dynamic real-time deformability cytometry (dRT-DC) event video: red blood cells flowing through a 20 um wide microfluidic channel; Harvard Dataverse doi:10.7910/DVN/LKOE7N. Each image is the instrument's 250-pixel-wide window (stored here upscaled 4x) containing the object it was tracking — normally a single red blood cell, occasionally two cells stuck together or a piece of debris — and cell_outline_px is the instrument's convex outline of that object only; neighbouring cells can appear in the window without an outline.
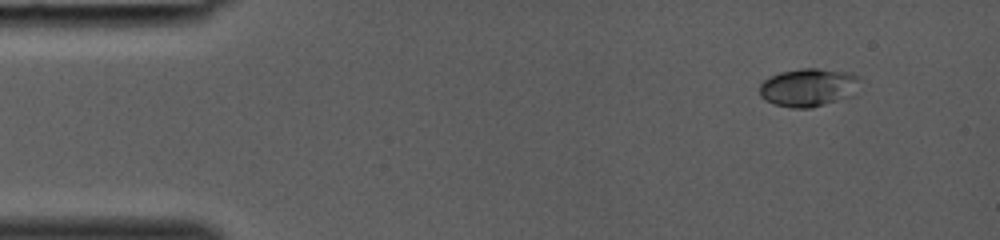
{"species": "common noctule bat (a hibernating species)", "species_latin": "Nyctalus noctula", "temperature_condition": "room temperature", "stored_images_in_passage": 35, "camera_frame_rate_fps": 3000, "um_per_image_px": 0.085, "animal": {"sex": "female", "body_mass_g": 19.0, "forearm_length_mm": 53.3}, "frame": {"image": 1, "passage_image": 1, "time_ms": 0.0, "image_size_px": [1000, 240], "cell_outline_px": [[856, 80], [852, 96], [812, 108], [792, 108], [776, 104], [764, 100], [760, 96], [760, 84], [768, 76], [780, 72], [800, 68], [816, 68], [852, 72], [856, 76]], "centroid_in_image_um": [68.64, 7.43], "position_along_channel_um": 16.4, "area_um2": 22.2}}
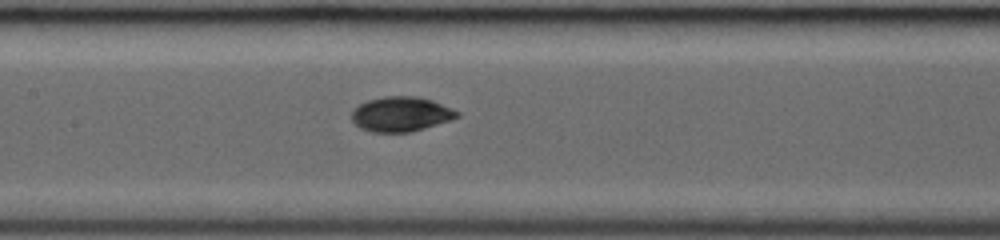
{"frame": {"image": 2, "passage_image": 16, "time_ms": 5.0, "image_size_px": [1000, 240], "cell_outline_px": [[460, 116], [452, 120], [412, 132], [372, 132], [360, 128], [352, 120], [352, 112], [360, 104], [368, 100], [384, 96], [416, 96], [432, 100], [452, 108], [460, 112]], "centroid_in_image_um": [34.12, 9.7], "position_along_channel_um": 173.3, "area_um2": 21.44}}
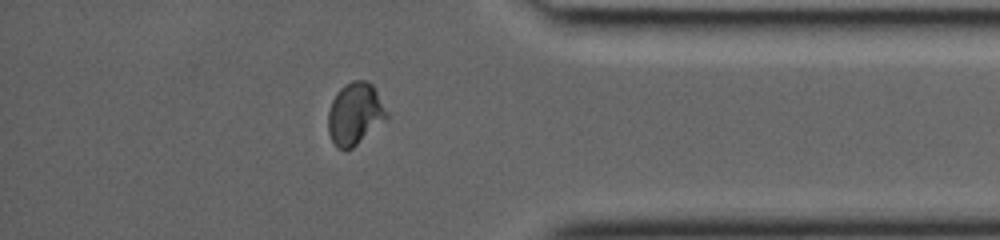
{"frame": {"image": 3, "passage_image": 30, "time_ms": 9.667, "image_size_px": [1000, 240], "cell_outline_px": [[388, 116], [384, 120], [352, 148], [344, 152], [336, 148], [328, 132], [328, 112], [332, 100], [336, 92], [344, 84], [352, 80], [364, 80], [372, 84], [388, 112]], "centroid_in_image_um": [30.13, 9.67], "position_along_channel_um": 405.1, "area_um2": 21.15}}